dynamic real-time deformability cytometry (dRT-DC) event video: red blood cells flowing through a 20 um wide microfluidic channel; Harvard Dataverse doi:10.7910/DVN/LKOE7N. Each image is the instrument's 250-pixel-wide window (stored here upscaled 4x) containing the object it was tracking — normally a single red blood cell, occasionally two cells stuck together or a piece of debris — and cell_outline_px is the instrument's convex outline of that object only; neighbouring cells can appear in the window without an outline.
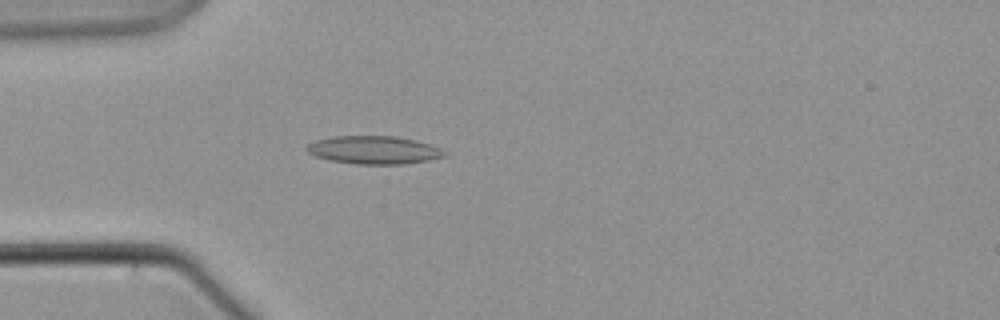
{"species": "common noctule bat (a hibernating species)", "species_latin": "Nyctalus noctula", "temperature_condition": "warm", "stored_images_in_passage": 52, "camera_frame_rate_fps": 3000, "um_per_image_px": 0.085, "animal": {"sex": "male", "body_mass_g": 21.5, "forearm_length_mm": 52.0}, "frame": {"image": 1, "passage_image": 10, "time_ms": 3.0, "image_size_px": [1000, 320], "cell_outline_px": [[448, 156], [428, 160], [404, 164], [356, 164], [332, 160], [316, 156], [308, 152], [304, 148], [308, 144], [316, 140], [332, 136], [396, 136], [416, 140], [440, 148], [448, 152]], "centroid_in_image_um": [31.81, 12.74], "position_along_channel_um": 53.2, "area_um2": 22.54}}
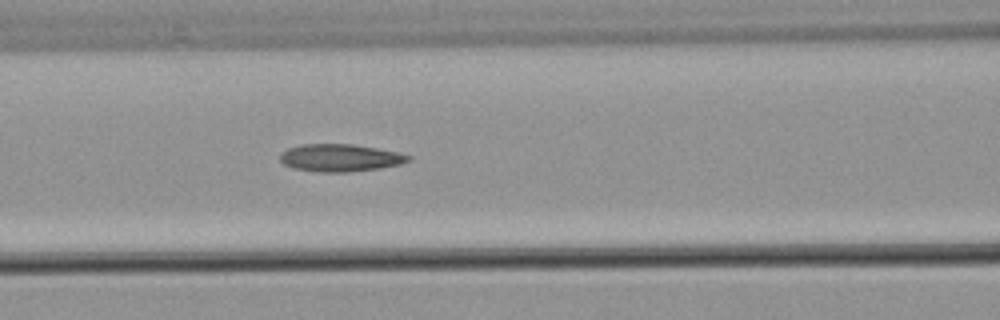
{"frame": {"image": 2, "passage_image": 18, "time_ms": 5.667, "image_size_px": [1000, 320], "cell_outline_px": [[412, 160], [400, 164], [380, 168], [348, 172], [320, 172], [292, 168], [284, 164], [280, 160], [280, 152], [288, 148], [304, 144], [352, 144], [400, 152], [412, 156]], "centroid_in_image_um": [28.93, 13.41], "position_along_channel_um": 137.7, "area_um2": 20.63}}
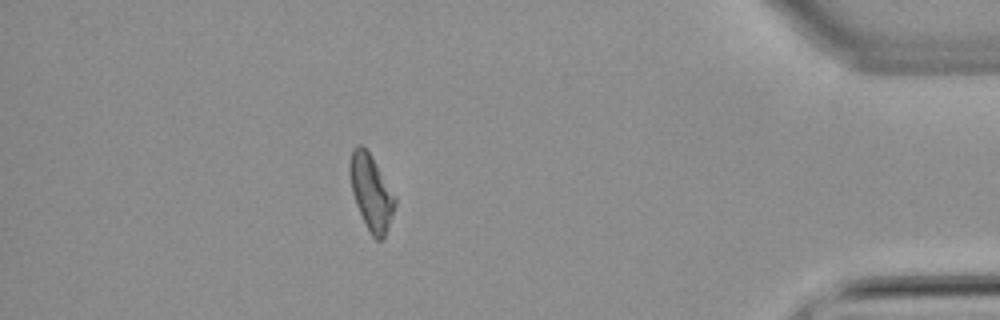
{"frame": {"image": 3, "passage_image": 45, "time_ms": 14.667, "image_size_px": [1000, 320], "cell_outline_px": [[396, 204], [384, 240], [376, 240], [372, 236], [356, 204], [352, 192], [348, 172], [348, 164], [352, 148], [356, 144], [360, 144], [372, 156], [396, 196]], "centroid_in_image_um": [31.54, 16.32], "position_along_channel_um": 403.7, "area_um2": 20.0}}